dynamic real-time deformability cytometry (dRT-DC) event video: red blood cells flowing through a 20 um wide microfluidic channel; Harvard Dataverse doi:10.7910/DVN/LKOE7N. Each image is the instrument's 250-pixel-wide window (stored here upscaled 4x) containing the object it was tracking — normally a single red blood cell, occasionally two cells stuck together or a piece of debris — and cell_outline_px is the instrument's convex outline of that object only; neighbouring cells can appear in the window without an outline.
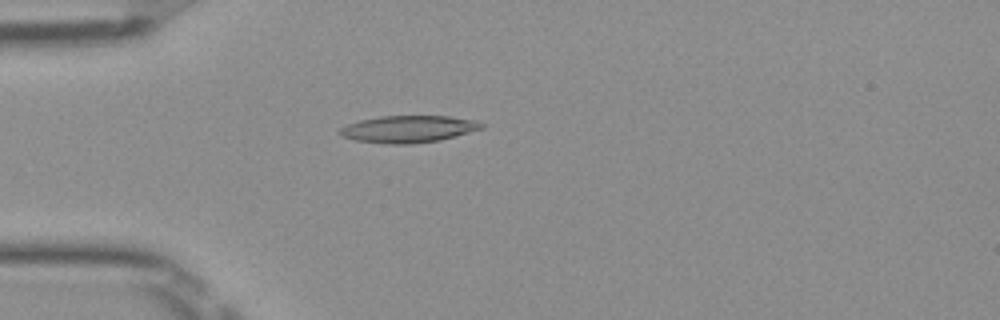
{"species": "Egyptian fruit bat (a non-hibernating species)", "species_latin": "Rousettus aegyptiacus", "temperature_condition": "room temperature", "stored_images_in_passage": 51, "camera_frame_rate_fps": 3000, "um_per_image_px": 0.085, "frame": {"image": 1, "passage_image": 14, "time_ms": 4.333, "image_size_px": [1000, 320], "cell_outline_px": [[488, 124], [484, 128], [440, 140], [412, 144], [384, 144], [356, 140], [340, 136], [336, 132], [340, 128], [348, 124], [360, 120], [380, 116], [448, 116], [476, 120]], "centroid_in_image_um": [34.72, 10.97], "position_along_channel_um": 50.3, "area_um2": 22.54}}
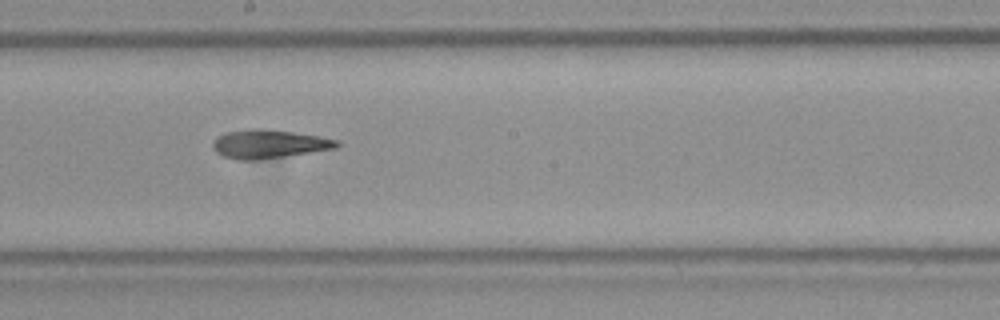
{"frame": {"image": 2, "passage_image": 28, "time_ms": 9.0, "image_size_px": [1000, 320], "cell_outline_px": [[340, 144], [336, 148], [284, 156], [256, 160], [236, 160], [224, 156], [216, 152], [212, 148], [212, 144], [220, 136], [228, 132], [248, 128], [260, 128], [292, 132], [320, 136], [340, 140]], "centroid_in_image_um": [22.87, 12.24], "position_along_channel_um": 225.3, "area_um2": 20.52}}
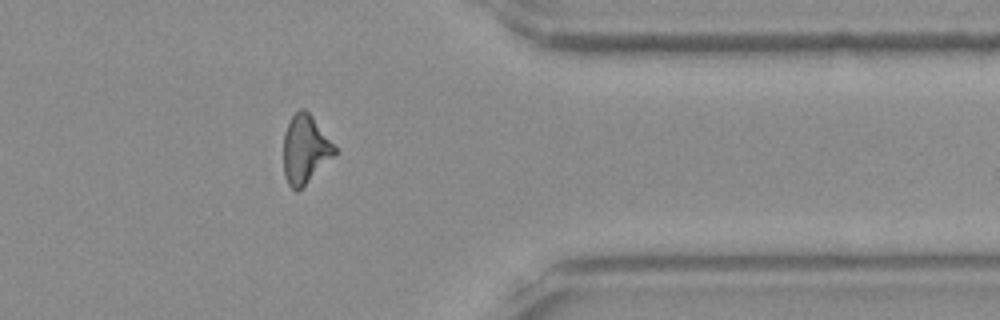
{"frame": {"image": 3, "passage_image": 41, "time_ms": 13.333, "image_size_px": [1000, 320], "cell_outline_px": [[336, 152], [296, 192], [288, 184], [284, 176], [284, 132], [292, 116], [300, 108], [304, 108], [312, 116], [336, 148]], "centroid_in_image_um": [25.9, 12.66], "position_along_channel_um": 385.5, "area_um2": 19.65}, "authors_computed_cell_mechanics": {"area_um2": 20.6924, "velocity_mm_per_s": 3.9987, "shape_relaxation_time_tau1_ms": 7.7525, "shape_relaxation_time_tau2_ms": 5.6725, "deformation_change_tau1": 0.2294, "deformation_change_tau2": 0.1698}}